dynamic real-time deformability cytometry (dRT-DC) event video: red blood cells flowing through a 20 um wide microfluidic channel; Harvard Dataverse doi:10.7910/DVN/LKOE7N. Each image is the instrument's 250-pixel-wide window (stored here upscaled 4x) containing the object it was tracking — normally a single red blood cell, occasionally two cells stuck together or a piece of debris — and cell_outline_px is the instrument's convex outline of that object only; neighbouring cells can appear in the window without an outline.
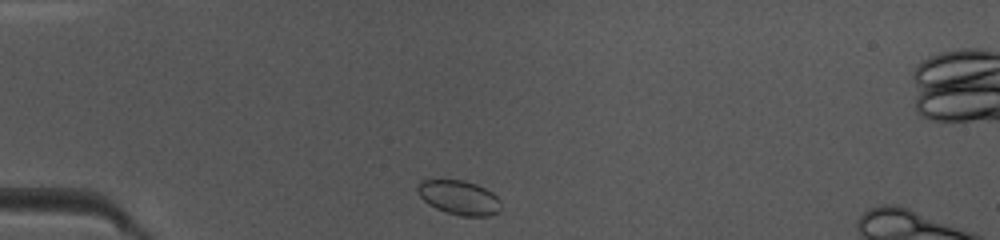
{"species": "common noctule bat (a hibernating species)", "species_latin": "Nyctalus noctula", "temperature_condition": "warm", "stored_images_in_passage": 37, "segment_of_instrument_passage": [1, 2], "camera_frame_rate_fps": 3000, "um_per_image_px": 0.085, "animal": {"sex": "female", "body_mass_g": 10.0, "forearm_length_mm": 53.1}, "frame": {"image": 1, "passage_image": 1, "time_ms": 0.0, "image_size_px": [1000, 240], "cell_outline_px": [[500, 212], [488, 216], [460, 216], [436, 208], [428, 204], [416, 192], [416, 188], [420, 180], [464, 180], [476, 184], [492, 192], [500, 200]], "centroid_in_image_um": [39.02, 16.79], "position_along_channel_um": 46.0, "area_um2": 16.7}}
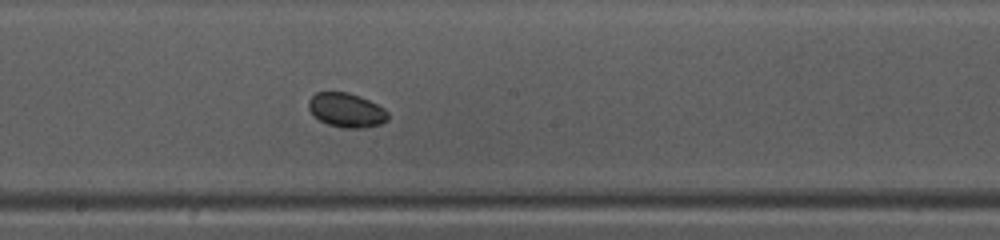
{"frame": {"image": 2, "passage_image": 15, "time_ms": 4.667, "image_size_px": [1000, 240], "cell_outline_px": [[388, 120], [380, 124], [364, 128], [340, 128], [328, 124], [312, 116], [308, 108], [308, 100], [316, 92], [348, 92], [360, 96], [384, 108], [388, 112]], "centroid_in_image_um": [29.42, 9.37], "position_along_channel_um": 218.8, "area_um2": 16.01}}
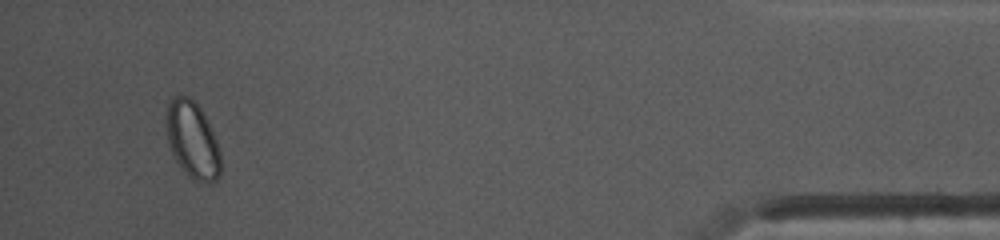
{"frame": {"image": 3, "passage_image": 34, "time_ms": 11.0, "image_size_px": [1000, 240], "cell_outline_px": [[220, 172], [216, 180], [192, 180], [184, 172], [176, 160], [168, 144], [164, 116], [168, 100], [176, 96], [188, 96], [200, 108], [216, 140], [220, 152]], "centroid_in_image_um": [16.3, 11.86], "position_along_channel_um": 418.9, "area_um2": 24.1}}